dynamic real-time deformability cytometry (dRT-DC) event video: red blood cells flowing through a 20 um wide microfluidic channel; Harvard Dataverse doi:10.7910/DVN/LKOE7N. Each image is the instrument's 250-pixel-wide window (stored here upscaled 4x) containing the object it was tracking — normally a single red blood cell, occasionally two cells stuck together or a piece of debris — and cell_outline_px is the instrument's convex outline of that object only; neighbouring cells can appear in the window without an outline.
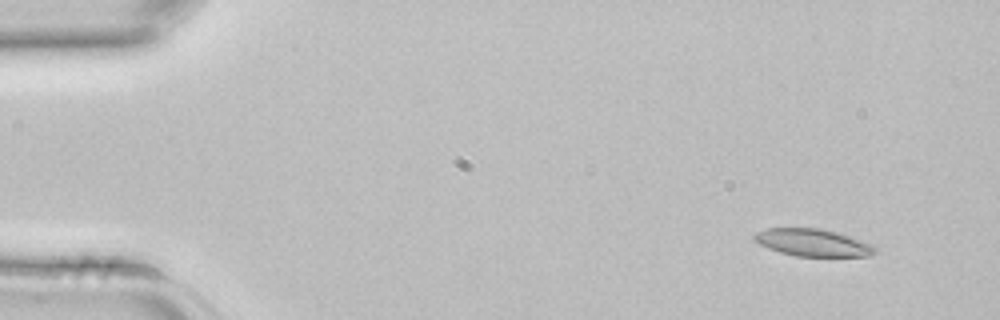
{"species": "common noctule bat (a hibernating species)", "species_latin": "Nyctalus noctula", "temperature_condition": "room temperature", "stored_images_in_passage": 3, "camera_frame_rate_fps": 3000, "um_per_image_px": 0.085, "animal": {"sex": "female", "body_mass_g": 22.7, "forearm_length_mm": 54.2}, "frame": {"image": 1, "passage_image": 1, "time_ms": 0.0, "image_size_px": [1000, 320], "cell_outline_px": [[876, 252], [872, 256], [796, 256], [780, 252], [768, 248], [752, 240], [752, 236], [756, 232], [764, 228], [820, 228], [836, 232], [872, 244], [876, 248]], "centroid_in_image_um": [69.05, 20.62], "position_along_channel_um": 15.9, "area_um2": 19.25}}
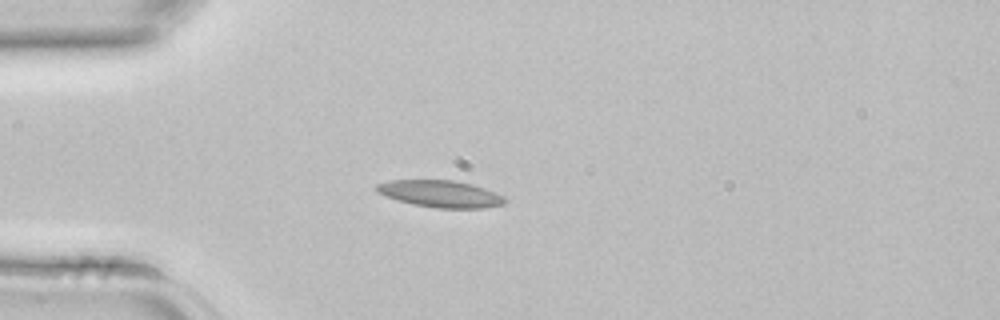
{"frame": {"image": 2, "passage_image": 3, "time_ms": 0.667, "image_size_px": [1000, 320], "cell_outline_px": [[504, 204], [484, 208], [436, 208], [412, 204], [376, 192], [376, 184], [388, 180], [452, 180], [472, 184], [484, 188], [504, 196]], "centroid_in_image_um": [37.43, 16.47], "position_along_channel_um": 47.6, "area_um2": 19.94}}